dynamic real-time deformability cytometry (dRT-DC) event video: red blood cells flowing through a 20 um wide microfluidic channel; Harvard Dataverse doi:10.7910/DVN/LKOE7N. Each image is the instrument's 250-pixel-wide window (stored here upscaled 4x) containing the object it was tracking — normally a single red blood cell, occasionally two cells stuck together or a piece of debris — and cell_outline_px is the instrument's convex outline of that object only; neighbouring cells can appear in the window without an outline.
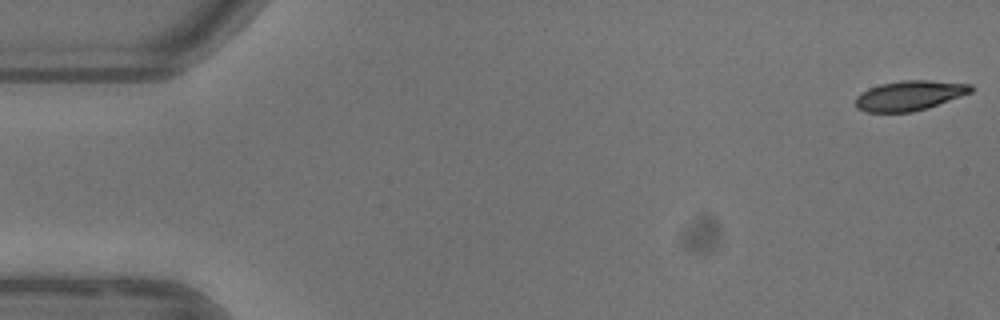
{"species": "common noctule bat (a hibernating species)", "species_latin": "Nyctalus noctula", "temperature_condition": "warm", "stored_images_in_passage": 10, "camera_frame_rate_fps": 3000, "um_per_image_px": 0.085, "animal": {"sex": "female"}, "frame": {"image": 1, "passage_image": 1, "time_ms": 0.0, "image_size_px": [1000, 320], "cell_outline_px": [[976, 88], [972, 92], [928, 108], [912, 112], [864, 112], [856, 108], [856, 96], [868, 88], [880, 84], [900, 80], [928, 80], [972, 84]], "centroid_in_image_um": [77.32, 8.12], "position_along_channel_um": 7.7, "area_um2": 20.29}}